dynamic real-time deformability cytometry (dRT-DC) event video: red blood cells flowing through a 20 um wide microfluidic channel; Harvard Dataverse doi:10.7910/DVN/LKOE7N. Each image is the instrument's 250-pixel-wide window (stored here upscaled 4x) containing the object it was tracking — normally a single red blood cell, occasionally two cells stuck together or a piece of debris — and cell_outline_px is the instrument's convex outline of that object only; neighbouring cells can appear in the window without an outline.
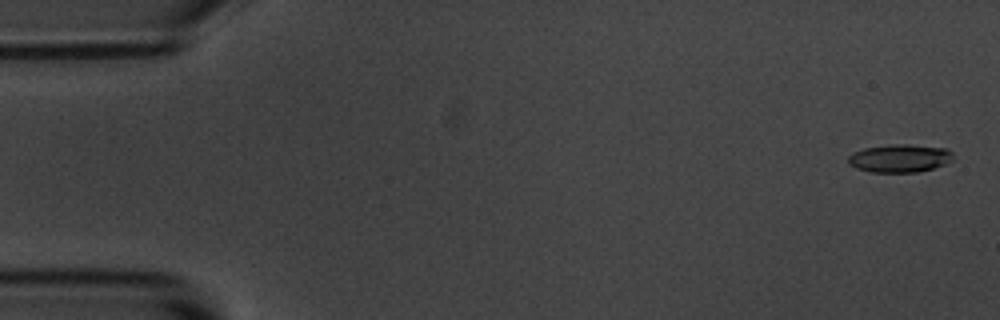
{"species": "common noctule bat (a hibernating species)", "species_latin": "Nyctalus noctula", "temperature_condition": "room temperature", "stored_images_in_passage": 5, "camera_frame_rate_fps": 3000, "um_per_image_px": 0.085, "animal": {"sex": "male", "body_mass_g": 20.1, "forearm_length_mm": 53.5}, "frame": {"image": 1, "passage_image": 1, "time_ms": 0.0, "image_size_px": [1000, 320], "cell_outline_px": [[952, 160], [944, 164], [932, 168], [916, 172], [872, 172], [856, 168], [848, 164], [848, 156], [852, 152], [864, 148], [896, 144], [904, 144], [948, 148], [952, 152]], "centroid_in_image_um": [76.45, 13.45], "position_along_channel_um": 8.5, "area_um2": 17.05}}
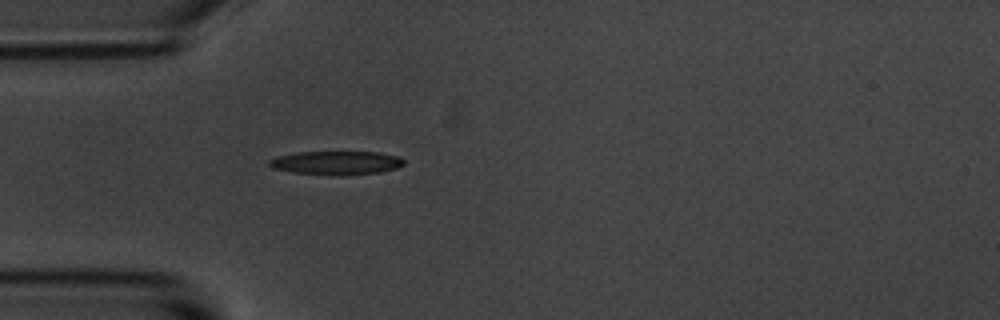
{"frame": {"image": 2, "passage_image": 5, "time_ms": 4.667, "image_size_px": [1000, 320], "cell_outline_px": [[404, 164], [396, 168], [380, 172], [340, 176], [336, 176], [292, 172], [272, 168], [268, 164], [268, 160], [280, 156], [296, 152], [380, 152], [396, 156], [404, 160]], "centroid_in_image_um": [28.58, 13.85], "position_along_channel_um": 56.4, "area_um2": 18.61}}